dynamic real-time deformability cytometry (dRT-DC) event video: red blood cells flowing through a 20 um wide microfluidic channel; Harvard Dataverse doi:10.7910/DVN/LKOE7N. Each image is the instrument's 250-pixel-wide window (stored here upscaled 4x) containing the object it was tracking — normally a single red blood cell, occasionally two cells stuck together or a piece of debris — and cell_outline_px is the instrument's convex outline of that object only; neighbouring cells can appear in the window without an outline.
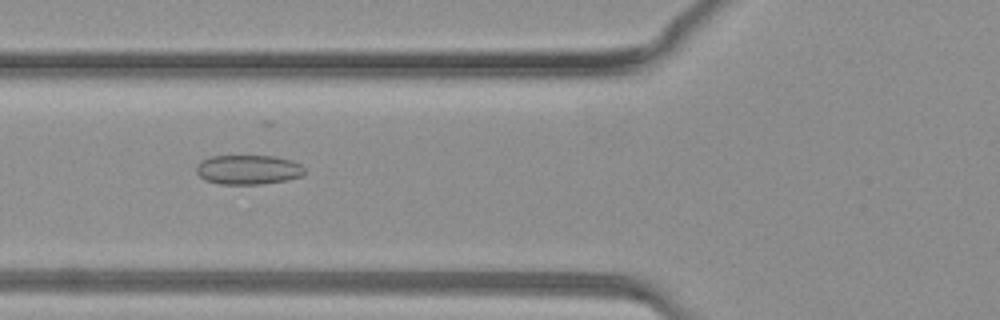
{"species": "common noctule bat (a hibernating species)", "species_latin": "Nyctalus noctula", "temperature_condition": "warm", "stored_images_in_passage": 42, "camera_frame_rate_fps": 3000, "um_per_image_px": 0.085, "animal": {"sex": "female", "body_mass_g": 19.3, "forearm_length_mm": 54.1}, "frame": {"image": 1, "passage_image": 16, "time_ms": 5.0, "image_size_px": [1000, 320], "cell_outline_px": [[304, 176], [284, 180], [260, 184], [220, 184], [204, 180], [196, 172], [196, 164], [200, 160], [212, 156], [272, 156], [292, 160], [300, 164], [304, 168]], "centroid_in_image_um": [21.07, 14.42], "position_along_channel_um": 104.7, "area_um2": 18.67}}
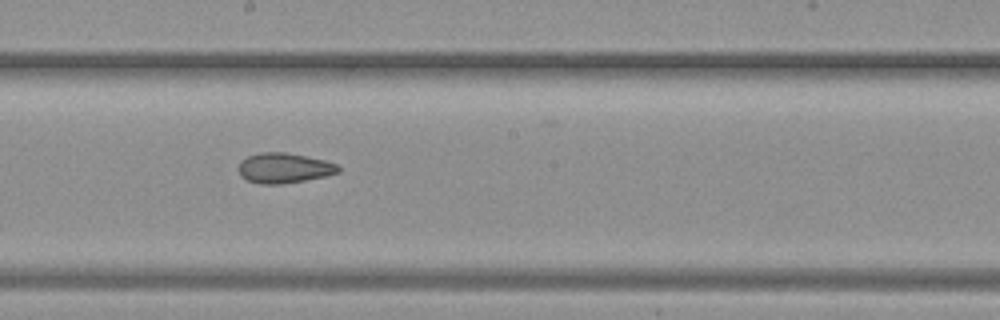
{"frame": {"image": 2, "passage_image": 23, "time_ms": 7.333, "image_size_px": [1000, 320], "cell_outline_px": [[340, 172], [328, 176], [284, 184], [260, 184], [248, 180], [240, 176], [236, 168], [240, 160], [248, 156], [260, 152], [284, 152], [308, 156], [324, 160], [336, 164], [340, 168]], "centroid_in_image_um": [24.12, 14.28], "position_along_channel_um": 224.1, "area_um2": 17.86}}
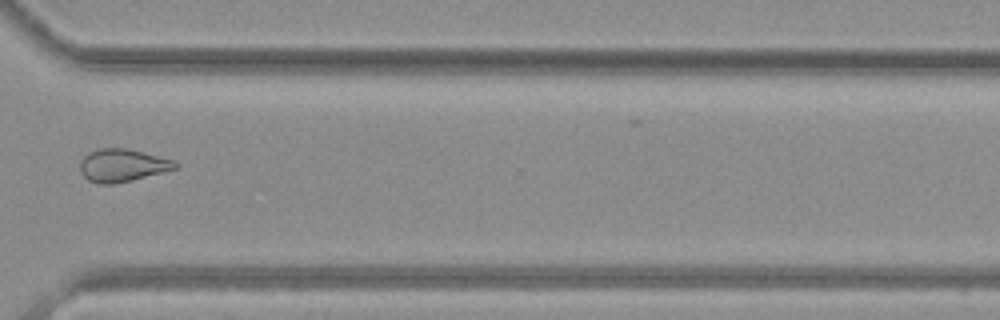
{"frame": {"image": 3, "passage_image": 31, "time_ms": 10.0, "image_size_px": [1000, 320], "cell_outline_px": [[180, 164], [176, 168], [132, 180], [112, 184], [100, 184], [88, 180], [80, 172], [80, 160], [88, 152], [100, 148], [124, 148], [172, 160]], "centroid_in_image_um": [10.34, 14.06], "position_along_channel_um": 360.3, "area_um2": 17.86}}